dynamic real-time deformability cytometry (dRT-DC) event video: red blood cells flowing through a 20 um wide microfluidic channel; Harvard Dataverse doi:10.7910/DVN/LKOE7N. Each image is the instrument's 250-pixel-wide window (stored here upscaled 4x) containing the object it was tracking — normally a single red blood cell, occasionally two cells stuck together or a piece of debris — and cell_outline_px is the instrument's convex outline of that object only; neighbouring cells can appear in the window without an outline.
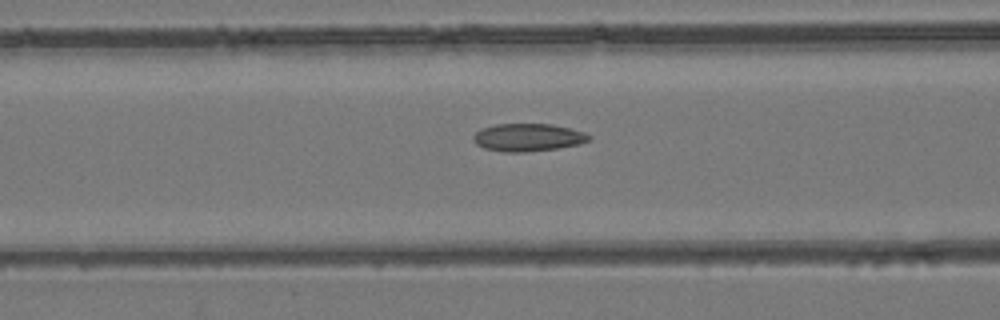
{"species": "common noctule bat (a hibernating species)", "species_latin": "Nyctalus noctula", "temperature_condition": "room temperature", "stored_images_in_passage": 42, "camera_frame_rate_fps": 3000, "um_per_image_px": 0.085, "animal": {"sex": "female", "body_mass_g": 24.6, "forearm_length_mm": 56.2}, "frame": {"image": 1, "passage_image": 21, "time_ms": 6.667, "image_size_px": [1000, 320], "cell_outline_px": [[592, 136], [588, 140], [580, 144], [556, 148], [524, 152], [504, 152], [484, 148], [476, 144], [472, 140], [472, 136], [480, 128], [496, 124], [552, 124], [584, 132]], "centroid_in_image_um": [44.83, 11.67], "position_along_channel_um": 121.8, "area_um2": 18.67}}
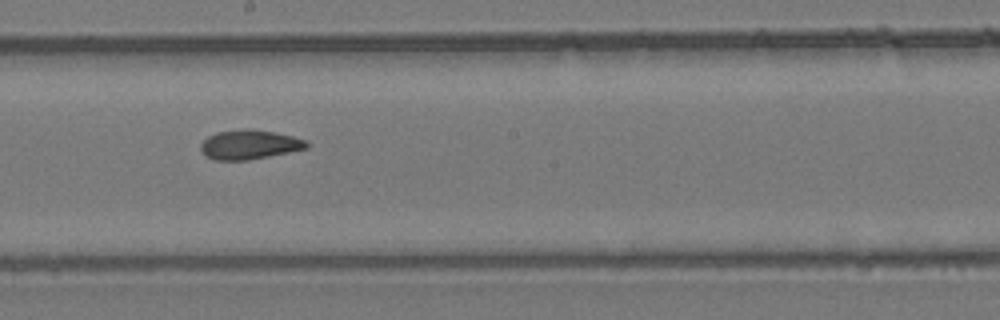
{"frame": {"image": 2, "passage_image": 29, "time_ms": 9.333, "image_size_px": [1000, 320], "cell_outline_px": [[308, 148], [248, 160], [212, 160], [204, 156], [200, 148], [200, 144], [208, 136], [216, 132], [248, 128], [272, 132], [292, 136], [304, 140], [308, 144]], "centroid_in_image_um": [21.13, 12.3], "position_along_channel_um": 227.1, "area_um2": 18.03}}
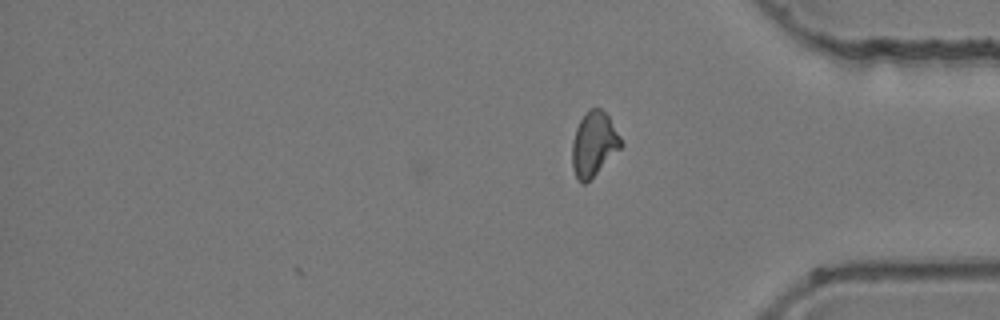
{"frame": {"image": 3, "passage_image": 42, "time_ms": 13.667, "image_size_px": [1000, 320], "cell_outline_px": [[624, 144], [584, 184], [580, 184], [576, 180], [572, 168], [572, 140], [576, 128], [580, 120], [588, 108], [600, 108], [608, 116], [620, 136]], "centroid_in_image_um": [50.44, 12.23], "position_along_channel_um": 384.8, "area_um2": 18.15}, "authors_computed_cell_mechanics": {"area_um2": 18.6116, "velocity_mm_per_s": 3.9459, "shape_relaxation_time_tau1_ms": null, "shape_relaxation_time_tau2_ms": 2.4688, "deformation_change_tau1": null, "deformation_change_tau2": 0.0753}}